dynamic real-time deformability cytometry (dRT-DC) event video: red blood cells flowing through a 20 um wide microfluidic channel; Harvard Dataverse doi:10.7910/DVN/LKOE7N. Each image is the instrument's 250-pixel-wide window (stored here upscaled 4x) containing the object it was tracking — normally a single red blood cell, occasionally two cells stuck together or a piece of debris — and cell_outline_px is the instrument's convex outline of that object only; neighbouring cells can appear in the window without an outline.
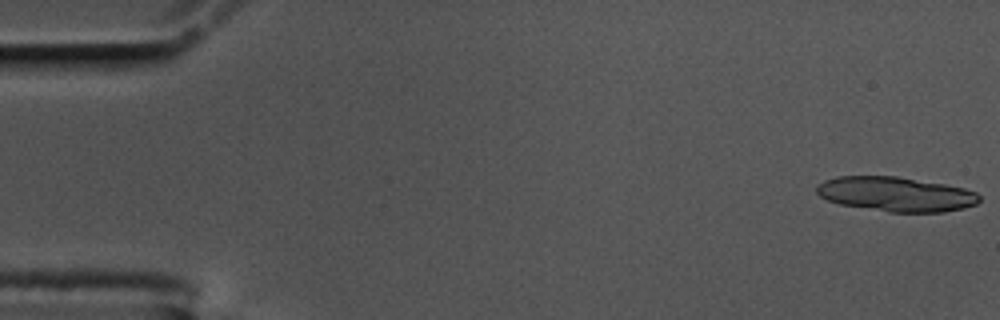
{"species": "common noctule bat (a hibernating species)", "species_latin": "Nyctalus noctula", "temperature_condition": "cold", "stored_images_in_passage": 15, "camera_frame_rate_fps": 3000, "um_per_image_px": 0.085, "animal": {"sex": "male", "body_mass_g": 17.5, "forearm_length_mm": 52.3}, "frame": {"image": 1, "passage_image": 1, "time_ms": 0.0, "image_size_px": [1000, 320], "cell_outline_px": [[980, 200], [976, 204], [964, 208], [944, 212], [888, 212], [840, 204], [828, 200], [820, 196], [816, 192], [816, 188], [824, 180], [836, 176], [896, 176], [944, 184], [964, 188], [976, 192], [980, 196]], "centroid_in_image_um": [76.16, 16.5], "position_along_channel_um": 8.8, "area_um2": 32.77}}